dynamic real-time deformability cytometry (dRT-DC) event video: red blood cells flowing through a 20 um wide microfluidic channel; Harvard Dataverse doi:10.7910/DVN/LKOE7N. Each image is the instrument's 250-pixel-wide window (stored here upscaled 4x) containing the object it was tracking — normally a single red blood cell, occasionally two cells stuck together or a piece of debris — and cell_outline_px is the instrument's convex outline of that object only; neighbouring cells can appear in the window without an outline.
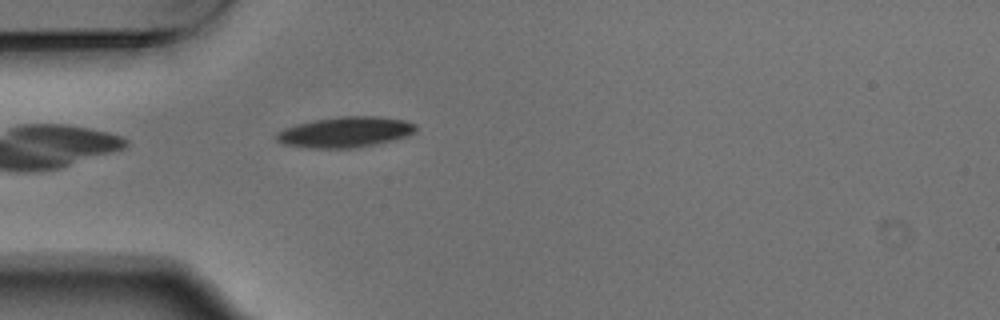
{"species": "Egyptian fruit bat (a non-hibernating species)", "species_latin": "Rousettus aegyptiacus", "temperature_condition": "warm", "stored_images_in_passage": 1, "camera_frame_rate_fps": 3000, "um_per_image_px": 0.085, "animal": {"sex": "male"}, "frame": {"image": 1, "passage_image": 1, "time_ms": 0.0, "image_size_px": [1000, 320], "cell_outline_px": [[416, 132], [408, 136], [376, 144], [356, 148], [308, 148], [284, 144], [276, 140], [272, 136], [276, 132], [284, 128], [296, 124], [312, 120], [340, 116], [376, 116], [404, 120], [416, 124]], "centroid_in_image_um": [29.32, 11.23], "position_along_channel_um": 55.7, "area_um2": 25.14}}